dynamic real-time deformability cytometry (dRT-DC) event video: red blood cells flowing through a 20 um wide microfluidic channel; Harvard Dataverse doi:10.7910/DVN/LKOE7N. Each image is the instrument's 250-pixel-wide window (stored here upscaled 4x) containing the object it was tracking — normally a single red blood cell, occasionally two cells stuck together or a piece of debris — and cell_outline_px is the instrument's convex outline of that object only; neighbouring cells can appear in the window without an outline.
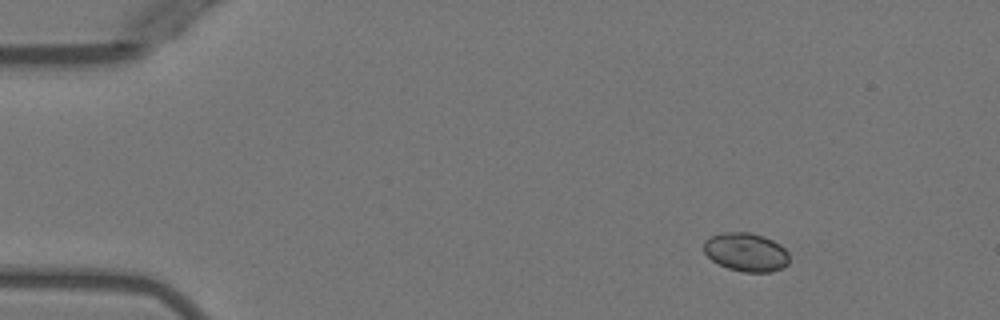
{"species": "Egyptian fruit bat (a non-hibernating species)", "species_latin": "Rousettus aegyptiacus", "temperature_condition": "warm", "stored_images_in_passage": 4, "camera_frame_rate_fps": 3000, "um_per_image_px": 0.085, "animal": {"sex": "female"}, "frame": {"image": 1, "passage_image": 2, "time_ms": 1.0, "image_size_px": [1000, 320], "cell_outline_px": [[788, 264], [772, 272], [744, 272], [728, 268], [712, 260], [704, 252], [704, 240], [708, 236], [724, 232], [748, 232], [764, 236], [780, 244], [788, 252]], "centroid_in_image_um": [63.4, 21.42], "position_along_channel_um": 21.6, "area_um2": 19.25}}